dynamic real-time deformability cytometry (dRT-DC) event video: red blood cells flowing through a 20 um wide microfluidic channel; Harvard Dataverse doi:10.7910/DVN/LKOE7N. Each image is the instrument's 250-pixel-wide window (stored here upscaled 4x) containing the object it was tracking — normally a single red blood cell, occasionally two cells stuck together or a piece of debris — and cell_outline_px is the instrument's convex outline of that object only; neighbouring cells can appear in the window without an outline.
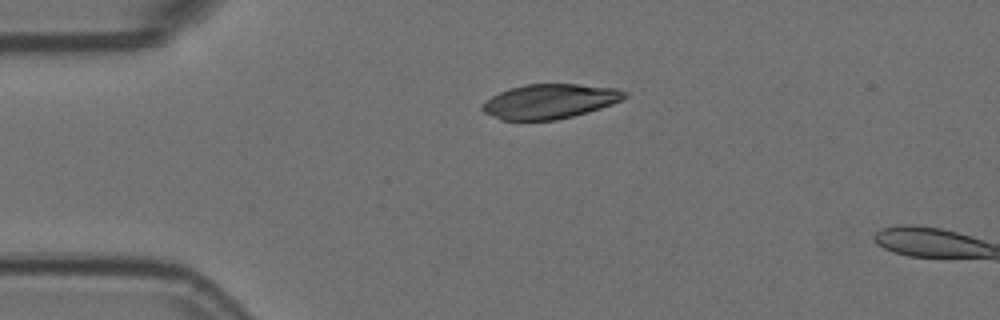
{"species": "Egyptian fruit bat (a non-hibernating species)", "species_latin": "Rousettus aegyptiacus", "temperature_condition": "room temperature", "stored_images_in_passage": 3, "camera_frame_rate_fps": 3000, "um_per_image_px": 0.085, "animal": {"sex": "female"}, "frame": {"image": 1, "passage_image": 1, "time_ms": 0.0, "image_size_px": [1000, 320], "cell_outline_px": [[628, 96], [612, 104], [600, 108], [572, 116], [556, 120], [500, 120], [484, 112], [480, 108], [480, 104], [492, 96], [500, 92], [524, 84], [576, 84], [616, 88], [628, 92]], "centroid_in_image_um": [46.71, 8.61], "position_along_channel_um": 38.3, "area_um2": 28.61}}